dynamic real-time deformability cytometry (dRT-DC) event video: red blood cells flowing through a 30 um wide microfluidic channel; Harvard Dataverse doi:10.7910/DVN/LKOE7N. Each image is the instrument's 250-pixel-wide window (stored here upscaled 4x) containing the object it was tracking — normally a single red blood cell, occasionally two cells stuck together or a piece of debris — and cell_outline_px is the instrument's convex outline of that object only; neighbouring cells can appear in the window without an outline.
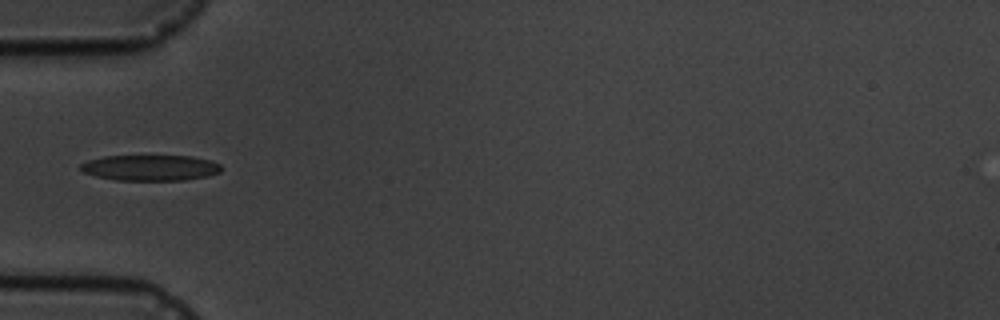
{"species": "common noctule bat (a hibernating species)", "species_latin": "Nyctalus noctula", "temperature_condition": "cold", "stored_images_in_passage": 8, "camera_frame_rate_fps": 3000, "um_per_image_px": 0.085, "animal": {"sex": "male", "body_mass_g": 19.5, "forearm_length_mm": 54.6}, "frame": {"image": 1, "passage_image": 4, "time_ms": 4.333, "image_size_px": [1000, 320], "cell_outline_px": [[220, 172], [208, 176], [184, 180], [116, 180], [96, 176], [84, 172], [80, 168], [80, 164], [88, 160], [104, 156], [192, 156], [212, 160], [220, 164]], "centroid_in_image_um": [12.79, 14.25], "position_along_channel_um": 72.2, "area_um2": 21.1}}
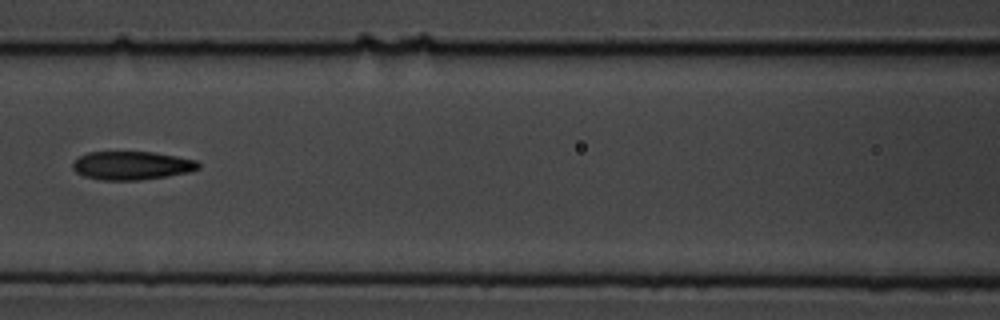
{"frame": {"image": 2, "passage_image": 6, "time_ms": 6.667, "image_size_px": [1000, 320], "cell_outline_px": [[200, 168], [188, 172], [168, 176], [140, 180], [100, 180], [84, 176], [76, 172], [72, 168], [72, 164], [80, 156], [88, 152], [152, 152], [176, 156], [196, 160], [200, 164]], "centroid_in_image_um": [11.2, 14.07], "position_along_channel_um": 155.4, "area_um2": 20.81}}
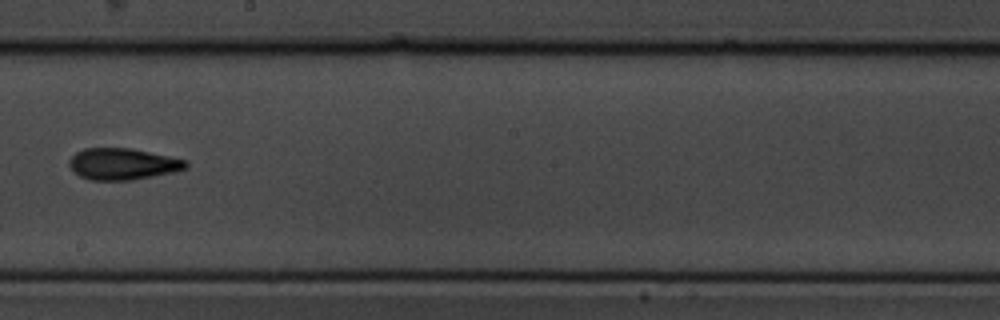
{"frame": {"image": 3, "passage_image": 8, "time_ms": 9.0, "image_size_px": [1000, 320], "cell_outline_px": [[188, 168], [172, 172], [132, 180], [92, 180], [80, 176], [72, 172], [68, 164], [68, 160], [76, 152], [84, 148], [132, 148], [188, 160]], "centroid_in_image_um": [10.41, 13.93], "position_along_channel_um": 237.8, "area_um2": 21.56}}